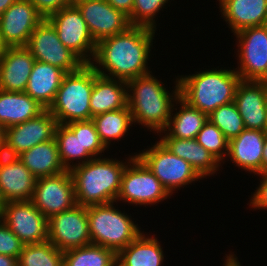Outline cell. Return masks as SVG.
Instances as JSON below:
<instances>
[{
	"mask_svg": "<svg viewBox=\"0 0 267 266\" xmlns=\"http://www.w3.org/2000/svg\"><path fill=\"white\" fill-rule=\"evenodd\" d=\"M17 157L37 179L67 171L60 160L55 138L37 144Z\"/></svg>",
	"mask_w": 267,
	"mask_h": 266,
	"instance_id": "cell-29",
	"label": "cell"
},
{
	"mask_svg": "<svg viewBox=\"0 0 267 266\" xmlns=\"http://www.w3.org/2000/svg\"><path fill=\"white\" fill-rule=\"evenodd\" d=\"M176 156L186 160L202 178L214 175L221 164L196 139L160 138Z\"/></svg>",
	"mask_w": 267,
	"mask_h": 266,
	"instance_id": "cell-25",
	"label": "cell"
},
{
	"mask_svg": "<svg viewBox=\"0 0 267 266\" xmlns=\"http://www.w3.org/2000/svg\"><path fill=\"white\" fill-rule=\"evenodd\" d=\"M76 6L96 43L106 37L120 34L131 26L128 16L116 10L106 0H83Z\"/></svg>",
	"mask_w": 267,
	"mask_h": 266,
	"instance_id": "cell-17",
	"label": "cell"
},
{
	"mask_svg": "<svg viewBox=\"0 0 267 266\" xmlns=\"http://www.w3.org/2000/svg\"><path fill=\"white\" fill-rule=\"evenodd\" d=\"M116 10L123 12L128 17L132 13L134 0H106Z\"/></svg>",
	"mask_w": 267,
	"mask_h": 266,
	"instance_id": "cell-41",
	"label": "cell"
},
{
	"mask_svg": "<svg viewBox=\"0 0 267 266\" xmlns=\"http://www.w3.org/2000/svg\"><path fill=\"white\" fill-rule=\"evenodd\" d=\"M267 131L244 129L229 141L227 157L244 171L262 173L263 147Z\"/></svg>",
	"mask_w": 267,
	"mask_h": 266,
	"instance_id": "cell-21",
	"label": "cell"
},
{
	"mask_svg": "<svg viewBox=\"0 0 267 266\" xmlns=\"http://www.w3.org/2000/svg\"><path fill=\"white\" fill-rule=\"evenodd\" d=\"M116 260L113 250L92 243L63 252V266H117Z\"/></svg>",
	"mask_w": 267,
	"mask_h": 266,
	"instance_id": "cell-32",
	"label": "cell"
},
{
	"mask_svg": "<svg viewBox=\"0 0 267 266\" xmlns=\"http://www.w3.org/2000/svg\"><path fill=\"white\" fill-rule=\"evenodd\" d=\"M127 82L99 75L94 70V86L90 98L91 117L127 107Z\"/></svg>",
	"mask_w": 267,
	"mask_h": 266,
	"instance_id": "cell-23",
	"label": "cell"
},
{
	"mask_svg": "<svg viewBox=\"0 0 267 266\" xmlns=\"http://www.w3.org/2000/svg\"><path fill=\"white\" fill-rule=\"evenodd\" d=\"M36 61L51 64L65 73L79 70L85 63L59 39L54 26L44 18L25 46Z\"/></svg>",
	"mask_w": 267,
	"mask_h": 266,
	"instance_id": "cell-9",
	"label": "cell"
},
{
	"mask_svg": "<svg viewBox=\"0 0 267 266\" xmlns=\"http://www.w3.org/2000/svg\"><path fill=\"white\" fill-rule=\"evenodd\" d=\"M0 219L25 245L48 241V219L31 200L6 202Z\"/></svg>",
	"mask_w": 267,
	"mask_h": 266,
	"instance_id": "cell-13",
	"label": "cell"
},
{
	"mask_svg": "<svg viewBox=\"0 0 267 266\" xmlns=\"http://www.w3.org/2000/svg\"><path fill=\"white\" fill-rule=\"evenodd\" d=\"M262 81L267 84V75H266V77Z\"/></svg>",
	"mask_w": 267,
	"mask_h": 266,
	"instance_id": "cell-50",
	"label": "cell"
},
{
	"mask_svg": "<svg viewBox=\"0 0 267 266\" xmlns=\"http://www.w3.org/2000/svg\"><path fill=\"white\" fill-rule=\"evenodd\" d=\"M48 241L62 252L91 244L87 207L72 209L48 219Z\"/></svg>",
	"mask_w": 267,
	"mask_h": 266,
	"instance_id": "cell-12",
	"label": "cell"
},
{
	"mask_svg": "<svg viewBox=\"0 0 267 266\" xmlns=\"http://www.w3.org/2000/svg\"><path fill=\"white\" fill-rule=\"evenodd\" d=\"M208 120L216 125L229 141L245 129L243 119L234 101L212 111L208 115Z\"/></svg>",
	"mask_w": 267,
	"mask_h": 266,
	"instance_id": "cell-34",
	"label": "cell"
},
{
	"mask_svg": "<svg viewBox=\"0 0 267 266\" xmlns=\"http://www.w3.org/2000/svg\"><path fill=\"white\" fill-rule=\"evenodd\" d=\"M5 149V128L0 125V156L4 155Z\"/></svg>",
	"mask_w": 267,
	"mask_h": 266,
	"instance_id": "cell-45",
	"label": "cell"
},
{
	"mask_svg": "<svg viewBox=\"0 0 267 266\" xmlns=\"http://www.w3.org/2000/svg\"><path fill=\"white\" fill-rule=\"evenodd\" d=\"M170 197L158 178L134 155L123 172L116 203L122 201L130 205L151 207Z\"/></svg>",
	"mask_w": 267,
	"mask_h": 266,
	"instance_id": "cell-8",
	"label": "cell"
},
{
	"mask_svg": "<svg viewBox=\"0 0 267 266\" xmlns=\"http://www.w3.org/2000/svg\"><path fill=\"white\" fill-rule=\"evenodd\" d=\"M133 157L123 162L102 156L72 168L76 204L89 207L116 202L127 161Z\"/></svg>",
	"mask_w": 267,
	"mask_h": 266,
	"instance_id": "cell-3",
	"label": "cell"
},
{
	"mask_svg": "<svg viewBox=\"0 0 267 266\" xmlns=\"http://www.w3.org/2000/svg\"><path fill=\"white\" fill-rule=\"evenodd\" d=\"M169 0H134L131 15L128 17L131 26H143L156 30V16ZM159 12V13H158Z\"/></svg>",
	"mask_w": 267,
	"mask_h": 266,
	"instance_id": "cell-36",
	"label": "cell"
},
{
	"mask_svg": "<svg viewBox=\"0 0 267 266\" xmlns=\"http://www.w3.org/2000/svg\"><path fill=\"white\" fill-rule=\"evenodd\" d=\"M161 245L154 235L142 232L117 253V266H162L165 254Z\"/></svg>",
	"mask_w": 267,
	"mask_h": 266,
	"instance_id": "cell-27",
	"label": "cell"
},
{
	"mask_svg": "<svg viewBox=\"0 0 267 266\" xmlns=\"http://www.w3.org/2000/svg\"><path fill=\"white\" fill-rule=\"evenodd\" d=\"M174 103L180 104L178 105L179 111L177 112V107L173 106L172 110H175L176 113H171L168 126L159 133L160 138L196 139L197 134L207 122L208 115L190 106L181 97Z\"/></svg>",
	"mask_w": 267,
	"mask_h": 266,
	"instance_id": "cell-28",
	"label": "cell"
},
{
	"mask_svg": "<svg viewBox=\"0 0 267 266\" xmlns=\"http://www.w3.org/2000/svg\"><path fill=\"white\" fill-rule=\"evenodd\" d=\"M5 203H6V201H5L4 198L2 197V195H1V191H0V216H1L2 212H3V208H4V206H5Z\"/></svg>",
	"mask_w": 267,
	"mask_h": 266,
	"instance_id": "cell-48",
	"label": "cell"
},
{
	"mask_svg": "<svg viewBox=\"0 0 267 266\" xmlns=\"http://www.w3.org/2000/svg\"><path fill=\"white\" fill-rule=\"evenodd\" d=\"M80 1H83V0H69V3L71 5H76L77 3H79Z\"/></svg>",
	"mask_w": 267,
	"mask_h": 266,
	"instance_id": "cell-49",
	"label": "cell"
},
{
	"mask_svg": "<svg viewBox=\"0 0 267 266\" xmlns=\"http://www.w3.org/2000/svg\"><path fill=\"white\" fill-rule=\"evenodd\" d=\"M257 176L261 177L259 187H257L255 192H253V195L251 196L250 199V204L251 208L253 209H261V210H266L267 209V173H260L257 174Z\"/></svg>",
	"mask_w": 267,
	"mask_h": 266,
	"instance_id": "cell-39",
	"label": "cell"
},
{
	"mask_svg": "<svg viewBox=\"0 0 267 266\" xmlns=\"http://www.w3.org/2000/svg\"><path fill=\"white\" fill-rule=\"evenodd\" d=\"M33 205L47 218L76 205L74 182L70 170L36 180Z\"/></svg>",
	"mask_w": 267,
	"mask_h": 266,
	"instance_id": "cell-14",
	"label": "cell"
},
{
	"mask_svg": "<svg viewBox=\"0 0 267 266\" xmlns=\"http://www.w3.org/2000/svg\"><path fill=\"white\" fill-rule=\"evenodd\" d=\"M95 123L97 133L104 144L109 149L112 140L119 141L130 131L133 123L132 114L129 107L102 113L92 118Z\"/></svg>",
	"mask_w": 267,
	"mask_h": 266,
	"instance_id": "cell-31",
	"label": "cell"
},
{
	"mask_svg": "<svg viewBox=\"0 0 267 266\" xmlns=\"http://www.w3.org/2000/svg\"><path fill=\"white\" fill-rule=\"evenodd\" d=\"M93 86L94 68L90 64H84L75 72L66 73L47 110L58 124L91 120L90 98Z\"/></svg>",
	"mask_w": 267,
	"mask_h": 266,
	"instance_id": "cell-5",
	"label": "cell"
},
{
	"mask_svg": "<svg viewBox=\"0 0 267 266\" xmlns=\"http://www.w3.org/2000/svg\"><path fill=\"white\" fill-rule=\"evenodd\" d=\"M44 17L48 18L55 12L70 6L69 0H29Z\"/></svg>",
	"mask_w": 267,
	"mask_h": 266,
	"instance_id": "cell-40",
	"label": "cell"
},
{
	"mask_svg": "<svg viewBox=\"0 0 267 266\" xmlns=\"http://www.w3.org/2000/svg\"><path fill=\"white\" fill-rule=\"evenodd\" d=\"M170 92L162 81L152 72L127 81V106L132 114L133 123L141 124L158 135L170 121L172 108L180 97L179 81Z\"/></svg>",
	"mask_w": 267,
	"mask_h": 266,
	"instance_id": "cell-2",
	"label": "cell"
},
{
	"mask_svg": "<svg viewBox=\"0 0 267 266\" xmlns=\"http://www.w3.org/2000/svg\"><path fill=\"white\" fill-rule=\"evenodd\" d=\"M44 19L29 0H16L0 16V34L8 47L26 46L37 25Z\"/></svg>",
	"mask_w": 267,
	"mask_h": 266,
	"instance_id": "cell-16",
	"label": "cell"
},
{
	"mask_svg": "<svg viewBox=\"0 0 267 266\" xmlns=\"http://www.w3.org/2000/svg\"><path fill=\"white\" fill-rule=\"evenodd\" d=\"M155 31L148 27L130 26L120 34L98 41L90 65L101 76L126 82L152 72L147 61L151 56Z\"/></svg>",
	"mask_w": 267,
	"mask_h": 266,
	"instance_id": "cell-1",
	"label": "cell"
},
{
	"mask_svg": "<svg viewBox=\"0 0 267 266\" xmlns=\"http://www.w3.org/2000/svg\"><path fill=\"white\" fill-rule=\"evenodd\" d=\"M134 154L158 178L171 196L176 189L179 190L182 186L184 188L199 179L203 180L186 160L174 155L160 140Z\"/></svg>",
	"mask_w": 267,
	"mask_h": 266,
	"instance_id": "cell-7",
	"label": "cell"
},
{
	"mask_svg": "<svg viewBox=\"0 0 267 266\" xmlns=\"http://www.w3.org/2000/svg\"><path fill=\"white\" fill-rule=\"evenodd\" d=\"M223 266H241L238 258L235 256L234 252H230L228 255L225 256Z\"/></svg>",
	"mask_w": 267,
	"mask_h": 266,
	"instance_id": "cell-43",
	"label": "cell"
},
{
	"mask_svg": "<svg viewBox=\"0 0 267 266\" xmlns=\"http://www.w3.org/2000/svg\"><path fill=\"white\" fill-rule=\"evenodd\" d=\"M24 243L0 219V254L18 259Z\"/></svg>",
	"mask_w": 267,
	"mask_h": 266,
	"instance_id": "cell-38",
	"label": "cell"
},
{
	"mask_svg": "<svg viewBox=\"0 0 267 266\" xmlns=\"http://www.w3.org/2000/svg\"><path fill=\"white\" fill-rule=\"evenodd\" d=\"M58 123L45 109L37 117L5 129L4 155L17 157L37 144L55 138Z\"/></svg>",
	"mask_w": 267,
	"mask_h": 266,
	"instance_id": "cell-15",
	"label": "cell"
},
{
	"mask_svg": "<svg viewBox=\"0 0 267 266\" xmlns=\"http://www.w3.org/2000/svg\"><path fill=\"white\" fill-rule=\"evenodd\" d=\"M18 266H63V252L49 241L24 245L18 259Z\"/></svg>",
	"mask_w": 267,
	"mask_h": 266,
	"instance_id": "cell-33",
	"label": "cell"
},
{
	"mask_svg": "<svg viewBox=\"0 0 267 266\" xmlns=\"http://www.w3.org/2000/svg\"><path fill=\"white\" fill-rule=\"evenodd\" d=\"M234 102L246 129L267 131V84L263 81L241 80Z\"/></svg>",
	"mask_w": 267,
	"mask_h": 266,
	"instance_id": "cell-18",
	"label": "cell"
},
{
	"mask_svg": "<svg viewBox=\"0 0 267 266\" xmlns=\"http://www.w3.org/2000/svg\"><path fill=\"white\" fill-rule=\"evenodd\" d=\"M222 18L232 33L267 24V0H218Z\"/></svg>",
	"mask_w": 267,
	"mask_h": 266,
	"instance_id": "cell-22",
	"label": "cell"
},
{
	"mask_svg": "<svg viewBox=\"0 0 267 266\" xmlns=\"http://www.w3.org/2000/svg\"><path fill=\"white\" fill-rule=\"evenodd\" d=\"M46 19L54 26L60 41L85 64H90L95 54L96 42L78 7H64Z\"/></svg>",
	"mask_w": 267,
	"mask_h": 266,
	"instance_id": "cell-11",
	"label": "cell"
},
{
	"mask_svg": "<svg viewBox=\"0 0 267 266\" xmlns=\"http://www.w3.org/2000/svg\"><path fill=\"white\" fill-rule=\"evenodd\" d=\"M218 68L178 77L180 97L207 115L221 105L233 102L237 85L241 81L234 68Z\"/></svg>",
	"mask_w": 267,
	"mask_h": 266,
	"instance_id": "cell-4",
	"label": "cell"
},
{
	"mask_svg": "<svg viewBox=\"0 0 267 266\" xmlns=\"http://www.w3.org/2000/svg\"><path fill=\"white\" fill-rule=\"evenodd\" d=\"M0 266H18L17 258L0 254Z\"/></svg>",
	"mask_w": 267,
	"mask_h": 266,
	"instance_id": "cell-42",
	"label": "cell"
},
{
	"mask_svg": "<svg viewBox=\"0 0 267 266\" xmlns=\"http://www.w3.org/2000/svg\"><path fill=\"white\" fill-rule=\"evenodd\" d=\"M115 202L87 207L91 243L113 250L116 254L142 232L133 218L116 209Z\"/></svg>",
	"mask_w": 267,
	"mask_h": 266,
	"instance_id": "cell-6",
	"label": "cell"
},
{
	"mask_svg": "<svg viewBox=\"0 0 267 266\" xmlns=\"http://www.w3.org/2000/svg\"><path fill=\"white\" fill-rule=\"evenodd\" d=\"M45 108L25 92L0 90V125L5 129L37 117Z\"/></svg>",
	"mask_w": 267,
	"mask_h": 266,
	"instance_id": "cell-26",
	"label": "cell"
},
{
	"mask_svg": "<svg viewBox=\"0 0 267 266\" xmlns=\"http://www.w3.org/2000/svg\"><path fill=\"white\" fill-rule=\"evenodd\" d=\"M239 49L238 67L235 68L244 81H262L267 75V24L248 27L235 33Z\"/></svg>",
	"mask_w": 267,
	"mask_h": 266,
	"instance_id": "cell-10",
	"label": "cell"
},
{
	"mask_svg": "<svg viewBox=\"0 0 267 266\" xmlns=\"http://www.w3.org/2000/svg\"><path fill=\"white\" fill-rule=\"evenodd\" d=\"M262 173H267V133L263 147Z\"/></svg>",
	"mask_w": 267,
	"mask_h": 266,
	"instance_id": "cell-44",
	"label": "cell"
},
{
	"mask_svg": "<svg viewBox=\"0 0 267 266\" xmlns=\"http://www.w3.org/2000/svg\"><path fill=\"white\" fill-rule=\"evenodd\" d=\"M80 142L82 151H88L93 158L102 157L101 154L108 150L102 143L92 119L80 121Z\"/></svg>",
	"mask_w": 267,
	"mask_h": 266,
	"instance_id": "cell-37",
	"label": "cell"
},
{
	"mask_svg": "<svg viewBox=\"0 0 267 266\" xmlns=\"http://www.w3.org/2000/svg\"><path fill=\"white\" fill-rule=\"evenodd\" d=\"M197 142L209 151L222 165L228 154L229 140L222 131L209 120L203 125L196 137Z\"/></svg>",
	"mask_w": 267,
	"mask_h": 266,
	"instance_id": "cell-35",
	"label": "cell"
},
{
	"mask_svg": "<svg viewBox=\"0 0 267 266\" xmlns=\"http://www.w3.org/2000/svg\"><path fill=\"white\" fill-rule=\"evenodd\" d=\"M34 62L25 46L8 47L0 59V90L24 92Z\"/></svg>",
	"mask_w": 267,
	"mask_h": 266,
	"instance_id": "cell-20",
	"label": "cell"
},
{
	"mask_svg": "<svg viewBox=\"0 0 267 266\" xmlns=\"http://www.w3.org/2000/svg\"><path fill=\"white\" fill-rule=\"evenodd\" d=\"M16 0H0V16L15 2Z\"/></svg>",
	"mask_w": 267,
	"mask_h": 266,
	"instance_id": "cell-46",
	"label": "cell"
},
{
	"mask_svg": "<svg viewBox=\"0 0 267 266\" xmlns=\"http://www.w3.org/2000/svg\"><path fill=\"white\" fill-rule=\"evenodd\" d=\"M36 180L18 157L0 156V191L6 202L31 200Z\"/></svg>",
	"mask_w": 267,
	"mask_h": 266,
	"instance_id": "cell-19",
	"label": "cell"
},
{
	"mask_svg": "<svg viewBox=\"0 0 267 266\" xmlns=\"http://www.w3.org/2000/svg\"><path fill=\"white\" fill-rule=\"evenodd\" d=\"M65 74L60 68L35 60L24 92L48 109L55 99Z\"/></svg>",
	"mask_w": 267,
	"mask_h": 266,
	"instance_id": "cell-24",
	"label": "cell"
},
{
	"mask_svg": "<svg viewBox=\"0 0 267 266\" xmlns=\"http://www.w3.org/2000/svg\"><path fill=\"white\" fill-rule=\"evenodd\" d=\"M8 46L4 43L2 36L0 34V59L5 54Z\"/></svg>",
	"mask_w": 267,
	"mask_h": 266,
	"instance_id": "cell-47",
	"label": "cell"
},
{
	"mask_svg": "<svg viewBox=\"0 0 267 266\" xmlns=\"http://www.w3.org/2000/svg\"><path fill=\"white\" fill-rule=\"evenodd\" d=\"M55 140L60 160L66 170H71L75 166L84 164L93 159L88 151H82L80 142V121L58 124L55 131ZM76 159L78 163L73 162Z\"/></svg>",
	"mask_w": 267,
	"mask_h": 266,
	"instance_id": "cell-30",
	"label": "cell"
}]
</instances>
